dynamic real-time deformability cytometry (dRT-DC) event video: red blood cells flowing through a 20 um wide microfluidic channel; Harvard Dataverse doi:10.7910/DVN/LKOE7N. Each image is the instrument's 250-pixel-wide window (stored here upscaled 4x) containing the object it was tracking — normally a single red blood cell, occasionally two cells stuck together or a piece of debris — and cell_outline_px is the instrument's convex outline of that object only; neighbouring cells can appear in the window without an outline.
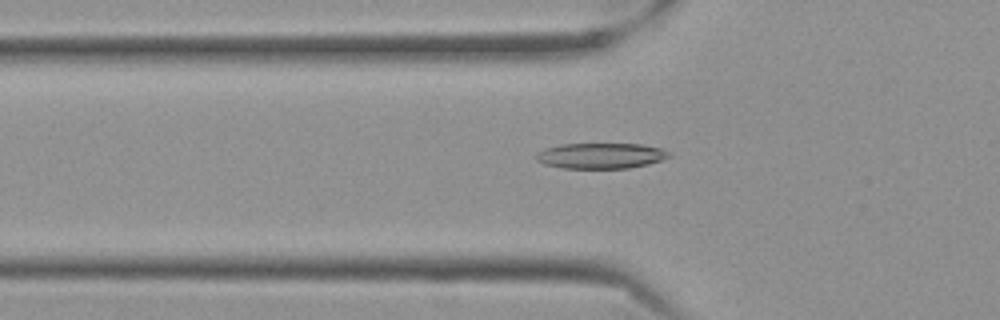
{"species": "Egyptian fruit bat (a non-hibernating species)", "species_latin": "Rousettus aegyptiacus", "temperature_condition": "cold", "stored_images_in_passage": 56, "camera_frame_rate_fps": 3000, "um_per_image_px": 0.085, "frame": {"image": 1, "passage_image": 20, "time_ms": 6.333, "image_size_px": [1000, 320], "cell_outline_px": [[672, 156], [648, 164], [628, 168], [560, 168], [544, 164], [536, 160], [536, 152], [544, 148], [560, 144], [640, 144], [660, 148], [668, 152]], "centroid_in_image_um": [51.02, 13.24], "position_along_channel_um": 74.8, "area_um2": 19.83}}
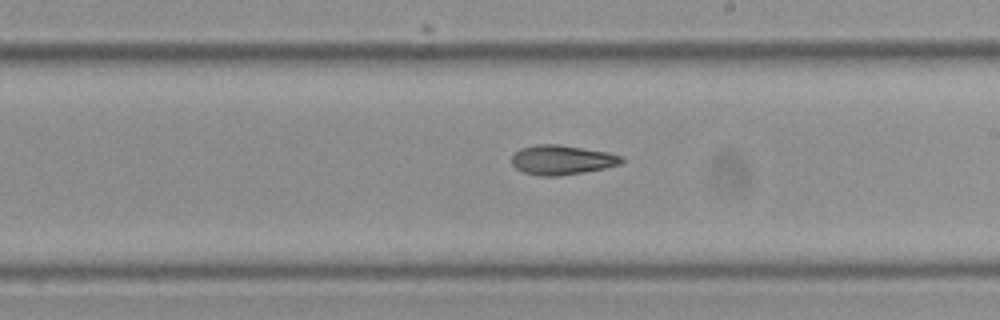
{"frame": {"image": 2, "passage_image": 34, "time_ms": 11.0, "image_size_px": [1000, 320], "cell_outline_px": [[624, 160], [620, 164], [604, 168], [584, 172], [556, 176], [544, 176], [524, 172], [516, 168], [512, 164], [512, 156], [520, 148], [536, 144], [560, 144], [608, 152], [624, 156]], "centroid_in_image_um": [47.78, 13.58], "position_along_channel_um": 241.2, "area_um2": 18.9}}
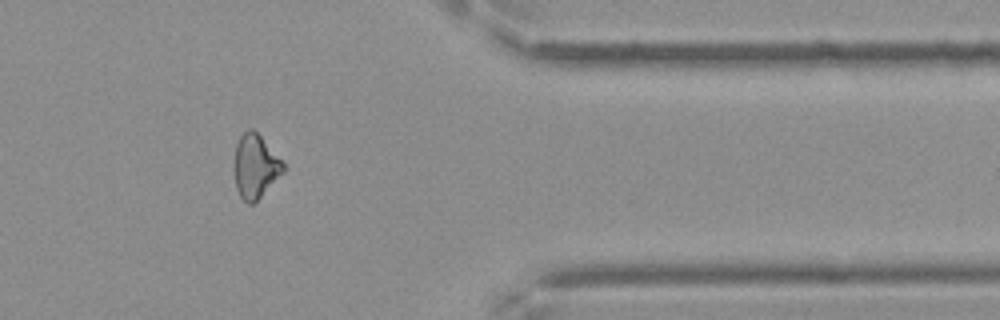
{"frame": {"image": 3, "passage_image": 48, "time_ms": 15.667, "image_size_px": [1000, 320], "cell_outline_px": [[288, 168], [252, 204], [248, 204], [240, 196], [236, 188], [232, 168], [232, 164], [236, 144], [240, 136], [248, 128], [252, 128], [260, 136]], "centroid_in_image_um": [21.66, 14.13], "position_along_channel_um": 389.7, "area_um2": 18.32}}